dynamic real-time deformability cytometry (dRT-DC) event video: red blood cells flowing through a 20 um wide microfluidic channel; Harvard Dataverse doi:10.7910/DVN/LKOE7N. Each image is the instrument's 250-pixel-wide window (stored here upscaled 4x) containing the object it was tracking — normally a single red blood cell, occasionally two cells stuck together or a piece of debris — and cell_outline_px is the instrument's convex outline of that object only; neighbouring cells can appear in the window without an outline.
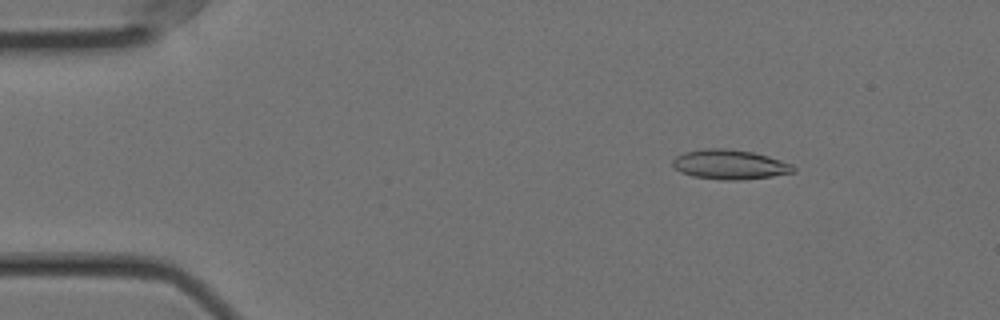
{"species": "Egyptian fruit bat (a non-hibernating species)", "species_latin": "Rousettus aegyptiacus", "temperature_condition": "cold", "stored_images_in_passage": 57, "camera_frame_rate_fps": 3000, "um_per_image_px": 0.085, "animal": {"sex": "female"}, "frame": {"image": 1, "passage_image": 8, "time_ms": 2.333, "image_size_px": [1000, 320], "cell_outline_px": [[796, 172], [772, 176], [740, 180], [724, 180], [692, 176], [680, 172], [672, 164], [672, 160], [676, 156], [684, 152], [704, 148], [724, 148], [752, 152], [768, 156], [792, 164], [796, 168]], "centroid_in_image_um": [62.03, 13.98], "position_along_channel_um": 23.0, "area_um2": 20.87}}
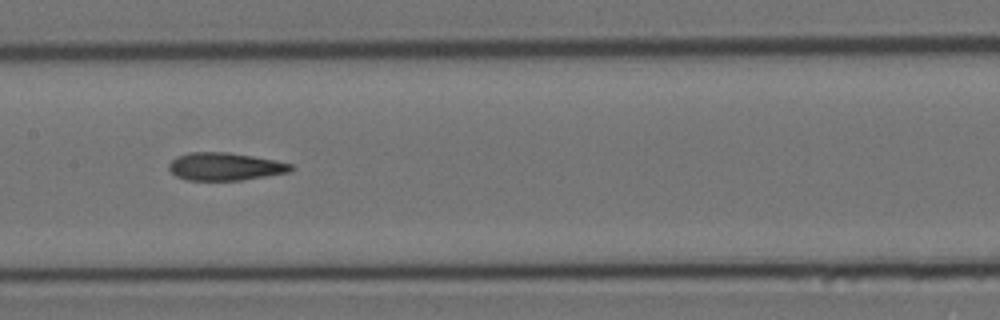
{"frame": {"image": 2, "passage_image": 28, "time_ms": 9.0, "image_size_px": [1000, 320], "cell_outline_px": [[292, 168], [288, 172], [240, 180], [188, 180], [176, 176], [168, 168], [168, 164], [176, 156], [188, 152], [228, 152], [276, 160], [292, 164]], "centroid_in_image_um": [19.08, 14.14], "position_along_channel_um": 188.3, "area_um2": 19.59}}
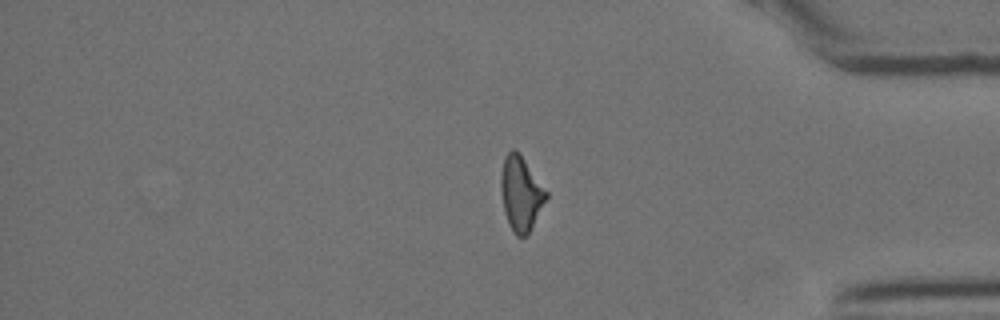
{"frame": {"image": 3, "passage_image": 47, "time_ms": 15.333, "image_size_px": [1000, 320], "cell_outline_px": [[548, 196], [528, 232], [524, 236], [516, 236], [508, 224], [504, 212], [500, 188], [500, 176], [504, 156], [512, 148], [516, 148], [520, 152], [548, 192]], "centroid_in_image_um": [44.25, 16.38], "position_along_channel_um": 391.0, "area_um2": 19.71}, "authors_computed_cell_mechanics": {"area_um2": 20.1144, "velocity_mm_per_s": 3.5691, "shape_relaxation_time_tau1_ms": null, "shape_relaxation_time_tau2_ms": 2.9258, "deformation_change_tau1": null, "deformation_change_tau2": 0.1214}}